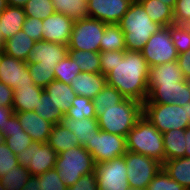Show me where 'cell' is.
Instances as JSON below:
<instances>
[{"label": "cell", "instance_id": "cell-36", "mask_svg": "<svg viewBox=\"0 0 190 190\" xmlns=\"http://www.w3.org/2000/svg\"><path fill=\"white\" fill-rule=\"evenodd\" d=\"M34 112L53 125L61 123L64 118L62 111L58 109L45 90L42 91L40 101L34 108Z\"/></svg>", "mask_w": 190, "mask_h": 190}, {"label": "cell", "instance_id": "cell-50", "mask_svg": "<svg viewBox=\"0 0 190 190\" xmlns=\"http://www.w3.org/2000/svg\"><path fill=\"white\" fill-rule=\"evenodd\" d=\"M177 62L185 79L190 81V50L178 54Z\"/></svg>", "mask_w": 190, "mask_h": 190}, {"label": "cell", "instance_id": "cell-26", "mask_svg": "<svg viewBox=\"0 0 190 190\" xmlns=\"http://www.w3.org/2000/svg\"><path fill=\"white\" fill-rule=\"evenodd\" d=\"M32 181L28 169L18 165L0 178V190H32Z\"/></svg>", "mask_w": 190, "mask_h": 190}, {"label": "cell", "instance_id": "cell-14", "mask_svg": "<svg viewBox=\"0 0 190 190\" xmlns=\"http://www.w3.org/2000/svg\"><path fill=\"white\" fill-rule=\"evenodd\" d=\"M0 81L13 89L20 85L34 84L26 62L9 56L3 51L0 62Z\"/></svg>", "mask_w": 190, "mask_h": 190}, {"label": "cell", "instance_id": "cell-5", "mask_svg": "<svg viewBox=\"0 0 190 190\" xmlns=\"http://www.w3.org/2000/svg\"><path fill=\"white\" fill-rule=\"evenodd\" d=\"M55 169L61 181L69 187L83 175L94 173L96 163L93 156L83 146H78L60 152L57 156Z\"/></svg>", "mask_w": 190, "mask_h": 190}, {"label": "cell", "instance_id": "cell-48", "mask_svg": "<svg viewBox=\"0 0 190 190\" xmlns=\"http://www.w3.org/2000/svg\"><path fill=\"white\" fill-rule=\"evenodd\" d=\"M117 63V51H100V69L103 75L109 73Z\"/></svg>", "mask_w": 190, "mask_h": 190}, {"label": "cell", "instance_id": "cell-38", "mask_svg": "<svg viewBox=\"0 0 190 190\" xmlns=\"http://www.w3.org/2000/svg\"><path fill=\"white\" fill-rule=\"evenodd\" d=\"M80 72V67L68 54L54 68L55 79L68 85H70L72 79Z\"/></svg>", "mask_w": 190, "mask_h": 190}, {"label": "cell", "instance_id": "cell-7", "mask_svg": "<svg viewBox=\"0 0 190 190\" xmlns=\"http://www.w3.org/2000/svg\"><path fill=\"white\" fill-rule=\"evenodd\" d=\"M106 25L90 17L74 21L68 49L100 52V41Z\"/></svg>", "mask_w": 190, "mask_h": 190}, {"label": "cell", "instance_id": "cell-25", "mask_svg": "<svg viewBox=\"0 0 190 190\" xmlns=\"http://www.w3.org/2000/svg\"><path fill=\"white\" fill-rule=\"evenodd\" d=\"M44 90L64 115L68 112L69 108L72 106L74 98L76 97V93L70 85L56 79L50 82Z\"/></svg>", "mask_w": 190, "mask_h": 190}, {"label": "cell", "instance_id": "cell-2", "mask_svg": "<svg viewBox=\"0 0 190 190\" xmlns=\"http://www.w3.org/2000/svg\"><path fill=\"white\" fill-rule=\"evenodd\" d=\"M118 25L124 33L126 49L130 51H141L152 34L162 28L150 19L137 0H133Z\"/></svg>", "mask_w": 190, "mask_h": 190}, {"label": "cell", "instance_id": "cell-32", "mask_svg": "<svg viewBox=\"0 0 190 190\" xmlns=\"http://www.w3.org/2000/svg\"><path fill=\"white\" fill-rule=\"evenodd\" d=\"M126 98L113 86L106 84L104 88L92 99L95 114L98 118L105 113L106 108L113 107L124 101Z\"/></svg>", "mask_w": 190, "mask_h": 190}, {"label": "cell", "instance_id": "cell-23", "mask_svg": "<svg viewBox=\"0 0 190 190\" xmlns=\"http://www.w3.org/2000/svg\"><path fill=\"white\" fill-rule=\"evenodd\" d=\"M61 124L74 133L79 139L80 146H85L88 141L100 131L97 118H83L78 120L64 115Z\"/></svg>", "mask_w": 190, "mask_h": 190}, {"label": "cell", "instance_id": "cell-28", "mask_svg": "<svg viewBox=\"0 0 190 190\" xmlns=\"http://www.w3.org/2000/svg\"><path fill=\"white\" fill-rule=\"evenodd\" d=\"M34 43L35 40L21 30L4 42L3 52L16 59L26 61Z\"/></svg>", "mask_w": 190, "mask_h": 190}, {"label": "cell", "instance_id": "cell-20", "mask_svg": "<svg viewBox=\"0 0 190 190\" xmlns=\"http://www.w3.org/2000/svg\"><path fill=\"white\" fill-rule=\"evenodd\" d=\"M0 131L4 142L16 155L22 150L29 148L33 142L30 135L23 131L15 113L9 117L7 123Z\"/></svg>", "mask_w": 190, "mask_h": 190}, {"label": "cell", "instance_id": "cell-19", "mask_svg": "<svg viewBox=\"0 0 190 190\" xmlns=\"http://www.w3.org/2000/svg\"><path fill=\"white\" fill-rule=\"evenodd\" d=\"M186 80L178 65L177 60L165 64L152 66L148 73V90L152 86L176 85L177 82Z\"/></svg>", "mask_w": 190, "mask_h": 190}, {"label": "cell", "instance_id": "cell-24", "mask_svg": "<svg viewBox=\"0 0 190 190\" xmlns=\"http://www.w3.org/2000/svg\"><path fill=\"white\" fill-rule=\"evenodd\" d=\"M25 20L26 15L23 7L8 5L0 14V30L3 42L21 31Z\"/></svg>", "mask_w": 190, "mask_h": 190}, {"label": "cell", "instance_id": "cell-60", "mask_svg": "<svg viewBox=\"0 0 190 190\" xmlns=\"http://www.w3.org/2000/svg\"><path fill=\"white\" fill-rule=\"evenodd\" d=\"M188 26V29H189V33H190V23L186 24Z\"/></svg>", "mask_w": 190, "mask_h": 190}, {"label": "cell", "instance_id": "cell-53", "mask_svg": "<svg viewBox=\"0 0 190 190\" xmlns=\"http://www.w3.org/2000/svg\"><path fill=\"white\" fill-rule=\"evenodd\" d=\"M9 6L24 7L29 0H6Z\"/></svg>", "mask_w": 190, "mask_h": 190}, {"label": "cell", "instance_id": "cell-9", "mask_svg": "<svg viewBox=\"0 0 190 190\" xmlns=\"http://www.w3.org/2000/svg\"><path fill=\"white\" fill-rule=\"evenodd\" d=\"M149 68L177 60L178 53L170 35V25L152 34L141 50Z\"/></svg>", "mask_w": 190, "mask_h": 190}, {"label": "cell", "instance_id": "cell-55", "mask_svg": "<svg viewBox=\"0 0 190 190\" xmlns=\"http://www.w3.org/2000/svg\"><path fill=\"white\" fill-rule=\"evenodd\" d=\"M7 6L8 4L6 0H0V14L6 9Z\"/></svg>", "mask_w": 190, "mask_h": 190}, {"label": "cell", "instance_id": "cell-40", "mask_svg": "<svg viewBox=\"0 0 190 190\" xmlns=\"http://www.w3.org/2000/svg\"><path fill=\"white\" fill-rule=\"evenodd\" d=\"M23 8L26 17H34L41 20L55 13L52 0H29Z\"/></svg>", "mask_w": 190, "mask_h": 190}, {"label": "cell", "instance_id": "cell-46", "mask_svg": "<svg viewBox=\"0 0 190 190\" xmlns=\"http://www.w3.org/2000/svg\"><path fill=\"white\" fill-rule=\"evenodd\" d=\"M173 14L175 24L190 23V0H177Z\"/></svg>", "mask_w": 190, "mask_h": 190}, {"label": "cell", "instance_id": "cell-33", "mask_svg": "<svg viewBox=\"0 0 190 190\" xmlns=\"http://www.w3.org/2000/svg\"><path fill=\"white\" fill-rule=\"evenodd\" d=\"M56 13H62L73 21L89 17L85 0H52Z\"/></svg>", "mask_w": 190, "mask_h": 190}, {"label": "cell", "instance_id": "cell-42", "mask_svg": "<svg viewBox=\"0 0 190 190\" xmlns=\"http://www.w3.org/2000/svg\"><path fill=\"white\" fill-rule=\"evenodd\" d=\"M28 66L29 74L33 79V82L36 86L41 88H45L50 82L55 80L54 76V68L52 67H45L40 66L37 63H26Z\"/></svg>", "mask_w": 190, "mask_h": 190}, {"label": "cell", "instance_id": "cell-59", "mask_svg": "<svg viewBox=\"0 0 190 190\" xmlns=\"http://www.w3.org/2000/svg\"><path fill=\"white\" fill-rule=\"evenodd\" d=\"M130 190H147V189L130 188Z\"/></svg>", "mask_w": 190, "mask_h": 190}, {"label": "cell", "instance_id": "cell-3", "mask_svg": "<svg viewBox=\"0 0 190 190\" xmlns=\"http://www.w3.org/2000/svg\"><path fill=\"white\" fill-rule=\"evenodd\" d=\"M127 151L152 157L159 162L165 161L162 133L143 115L126 136Z\"/></svg>", "mask_w": 190, "mask_h": 190}, {"label": "cell", "instance_id": "cell-41", "mask_svg": "<svg viewBox=\"0 0 190 190\" xmlns=\"http://www.w3.org/2000/svg\"><path fill=\"white\" fill-rule=\"evenodd\" d=\"M170 35L178 54L190 50V33L187 25L173 23L170 25Z\"/></svg>", "mask_w": 190, "mask_h": 190}, {"label": "cell", "instance_id": "cell-1", "mask_svg": "<svg viewBox=\"0 0 190 190\" xmlns=\"http://www.w3.org/2000/svg\"><path fill=\"white\" fill-rule=\"evenodd\" d=\"M149 66L141 51L118 50L117 63L106 74L107 84L125 98L144 103L148 98Z\"/></svg>", "mask_w": 190, "mask_h": 190}, {"label": "cell", "instance_id": "cell-57", "mask_svg": "<svg viewBox=\"0 0 190 190\" xmlns=\"http://www.w3.org/2000/svg\"><path fill=\"white\" fill-rule=\"evenodd\" d=\"M187 116H188L189 123H190V101L187 103Z\"/></svg>", "mask_w": 190, "mask_h": 190}, {"label": "cell", "instance_id": "cell-13", "mask_svg": "<svg viewBox=\"0 0 190 190\" xmlns=\"http://www.w3.org/2000/svg\"><path fill=\"white\" fill-rule=\"evenodd\" d=\"M133 0H89L87 11L90 18L107 24H118Z\"/></svg>", "mask_w": 190, "mask_h": 190}, {"label": "cell", "instance_id": "cell-34", "mask_svg": "<svg viewBox=\"0 0 190 190\" xmlns=\"http://www.w3.org/2000/svg\"><path fill=\"white\" fill-rule=\"evenodd\" d=\"M127 50L124 33L118 24H107L100 41V51Z\"/></svg>", "mask_w": 190, "mask_h": 190}, {"label": "cell", "instance_id": "cell-12", "mask_svg": "<svg viewBox=\"0 0 190 190\" xmlns=\"http://www.w3.org/2000/svg\"><path fill=\"white\" fill-rule=\"evenodd\" d=\"M95 173L99 190H130L124 155L96 164Z\"/></svg>", "mask_w": 190, "mask_h": 190}, {"label": "cell", "instance_id": "cell-43", "mask_svg": "<svg viewBox=\"0 0 190 190\" xmlns=\"http://www.w3.org/2000/svg\"><path fill=\"white\" fill-rule=\"evenodd\" d=\"M147 190H186L182 185L169 177L163 168L150 181Z\"/></svg>", "mask_w": 190, "mask_h": 190}, {"label": "cell", "instance_id": "cell-8", "mask_svg": "<svg viewBox=\"0 0 190 190\" xmlns=\"http://www.w3.org/2000/svg\"><path fill=\"white\" fill-rule=\"evenodd\" d=\"M124 157L130 188L147 189L150 181L162 168L161 162L142 154L127 151Z\"/></svg>", "mask_w": 190, "mask_h": 190}, {"label": "cell", "instance_id": "cell-39", "mask_svg": "<svg viewBox=\"0 0 190 190\" xmlns=\"http://www.w3.org/2000/svg\"><path fill=\"white\" fill-rule=\"evenodd\" d=\"M67 116L80 119L83 118H97L93 101L87 97L76 95L72 102V106L66 113Z\"/></svg>", "mask_w": 190, "mask_h": 190}, {"label": "cell", "instance_id": "cell-56", "mask_svg": "<svg viewBox=\"0 0 190 190\" xmlns=\"http://www.w3.org/2000/svg\"><path fill=\"white\" fill-rule=\"evenodd\" d=\"M3 46H4V42L2 40V33H1V30H0V51H3Z\"/></svg>", "mask_w": 190, "mask_h": 190}, {"label": "cell", "instance_id": "cell-11", "mask_svg": "<svg viewBox=\"0 0 190 190\" xmlns=\"http://www.w3.org/2000/svg\"><path fill=\"white\" fill-rule=\"evenodd\" d=\"M16 156L19 164L35 177L55 168L58 154L47 142L33 141L29 148L22 150Z\"/></svg>", "mask_w": 190, "mask_h": 190}, {"label": "cell", "instance_id": "cell-49", "mask_svg": "<svg viewBox=\"0 0 190 190\" xmlns=\"http://www.w3.org/2000/svg\"><path fill=\"white\" fill-rule=\"evenodd\" d=\"M14 89L0 81V106L13 107Z\"/></svg>", "mask_w": 190, "mask_h": 190}, {"label": "cell", "instance_id": "cell-30", "mask_svg": "<svg viewBox=\"0 0 190 190\" xmlns=\"http://www.w3.org/2000/svg\"><path fill=\"white\" fill-rule=\"evenodd\" d=\"M137 1L142 5L144 11L147 12L153 22L158 23L162 27H166L174 23L173 9L160 0Z\"/></svg>", "mask_w": 190, "mask_h": 190}, {"label": "cell", "instance_id": "cell-37", "mask_svg": "<svg viewBox=\"0 0 190 190\" xmlns=\"http://www.w3.org/2000/svg\"><path fill=\"white\" fill-rule=\"evenodd\" d=\"M55 168L33 177L32 190H67Z\"/></svg>", "mask_w": 190, "mask_h": 190}, {"label": "cell", "instance_id": "cell-15", "mask_svg": "<svg viewBox=\"0 0 190 190\" xmlns=\"http://www.w3.org/2000/svg\"><path fill=\"white\" fill-rule=\"evenodd\" d=\"M190 101V81L177 82L176 85L152 86L144 103L185 105Z\"/></svg>", "mask_w": 190, "mask_h": 190}, {"label": "cell", "instance_id": "cell-31", "mask_svg": "<svg viewBox=\"0 0 190 190\" xmlns=\"http://www.w3.org/2000/svg\"><path fill=\"white\" fill-rule=\"evenodd\" d=\"M165 161L185 157V129H174L162 133Z\"/></svg>", "mask_w": 190, "mask_h": 190}, {"label": "cell", "instance_id": "cell-29", "mask_svg": "<svg viewBox=\"0 0 190 190\" xmlns=\"http://www.w3.org/2000/svg\"><path fill=\"white\" fill-rule=\"evenodd\" d=\"M162 168L170 178L190 190V157L176 158L162 163Z\"/></svg>", "mask_w": 190, "mask_h": 190}, {"label": "cell", "instance_id": "cell-27", "mask_svg": "<svg viewBox=\"0 0 190 190\" xmlns=\"http://www.w3.org/2000/svg\"><path fill=\"white\" fill-rule=\"evenodd\" d=\"M47 143L57 154L80 146L78 137L61 123L52 126Z\"/></svg>", "mask_w": 190, "mask_h": 190}, {"label": "cell", "instance_id": "cell-10", "mask_svg": "<svg viewBox=\"0 0 190 190\" xmlns=\"http://www.w3.org/2000/svg\"><path fill=\"white\" fill-rule=\"evenodd\" d=\"M84 148L93 156L96 164L123 156L126 152V137L98 131Z\"/></svg>", "mask_w": 190, "mask_h": 190}, {"label": "cell", "instance_id": "cell-52", "mask_svg": "<svg viewBox=\"0 0 190 190\" xmlns=\"http://www.w3.org/2000/svg\"><path fill=\"white\" fill-rule=\"evenodd\" d=\"M185 157H190V125L185 129Z\"/></svg>", "mask_w": 190, "mask_h": 190}, {"label": "cell", "instance_id": "cell-4", "mask_svg": "<svg viewBox=\"0 0 190 190\" xmlns=\"http://www.w3.org/2000/svg\"><path fill=\"white\" fill-rule=\"evenodd\" d=\"M143 115V103L126 98L113 107L106 108L98 118L100 130L126 137Z\"/></svg>", "mask_w": 190, "mask_h": 190}, {"label": "cell", "instance_id": "cell-16", "mask_svg": "<svg viewBox=\"0 0 190 190\" xmlns=\"http://www.w3.org/2000/svg\"><path fill=\"white\" fill-rule=\"evenodd\" d=\"M68 54V46L62 43L35 41L29 51L26 63H37L40 66L52 67Z\"/></svg>", "mask_w": 190, "mask_h": 190}, {"label": "cell", "instance_id": "cell-54", "mask_svg": "<svg viewBox=\"0 0 190 190\" xmlns=\"http://www.w3.org/2000/svg\"><path fill=\"white\" fill-rule=\"evenodd\" d=\"M160 1L170 6L172 9H174L177 0H160Z\"/></svg>", "mask_w": 190, "mask_h": 190}, {"label": "cell", "instance_id": "cell-22", "mask_svg": "<svg viewBox=\"0 0 190 190\" xmlns=\"http://www.w3.org/2000/svg\"><path fill=\"white\" fill-rule=\"evenodd\" d=\"M44 89L35 84L20 85L14 89L13 111H34L41 98Z\"/></svg>", "mask_w": 190, "mask_h": 190}, {"label": "cell", "instance_id": "cell-61", "mask_svg": "<svg viewBox=\"0 0 190 190\" xmlns=\"http://www.w3.org/2000/svg\"><path fill=\"white\" fill-rule=\"evenodd\" d=\"M1 57H2V51H0V62H1Z\"/></svg>", "mask_w": 190, "mask_h": 190}, {"label": "cell", "instance_id": "cell-35", "mask_svg": "<svg viewBox=\"0 0 190 190\" xmlns=\"http://www.w3.org/2000/svg\"><path fill=\"white\" fill-rule=\"evenodd\" d=\"M68 55L75 60L81 72L101 73L100 52L81 51L78 49H68Z\"/></svg>", "mask_w": 190, "mask_h": 190}, {"label": "cell", "instance_id": "cell-18", "mask_svg": "<svg viewBox=\"0 0 190 190\" xmlns=\"http://www.w3.org/2000/svg\"><path fill=\"white\" fill-rule=\"evenodd\" d=\"M25 133L33 141L46 143L51 133L52 123L39 116L34 111L14 112Z\"/></svg>", "mask_w": 190, "mask_h": 190}, {"label": "cell", "instance_id": "cell-47", "mask_svg": "<svg viewBox=\"0 0 190 190\" xmlns=\"http://www.w3.org/2000/svg\"><path fill=\"white\" fill-rule=\"evenodd\" d=\"M67 190H99L96 173L83 175L75 184Z\"/></svg>", "mask_w": 190, "mask_h": 190}, {"label": "cell", "instance_id": "cell-45", "mask_svg": "<svg viewBox=\"0 0 190 190\" xmlns=\"http://www.w3.org/2000/svg\"><path fill=\"white\" fill-rule=\"evenodd\" d=\"M43 20L34 17H26L22 30L33 40H42Z\"/></svg>", "mask_w": 190, "mask_h": 190}, {"label": "cell", "instance_id": "cell-17", "mask_svg": "<svg viewBox=\"0 0 190 190\" xmlns=\"http://www.w3.org/2000/svg\"><path fill=\"white\" fill-rule=\"evenodd\" d=\"M74 21L62 13H54L43 20L42 40L68 45Z\"/></svg>", "mask_w": 190, "mask_h": 190}, {"label": "cell", "instance_id": "cell-6", "mask_svg": "<svg viewBox=\"0 0 190 190\" xmlns=\"http://www.w3.org/2000/svg\"><path fill=\"white\" fill-rule=\"evenodd\" d=\"M143 116L161 133L186 129L190 125L187 103L183 106L174 103H143Z\"/></svg>", "mask_w": 190, "mask_h": 190}, {"label": "cell", "instance_id": "cell-21", "mask_svg": "<svg viewBox=\"0 0 190 190\" xmlns=\"http://www.w3.org/2000/svg\"><path fill=\"white\" fill-rule=\"evenodd\" d=\"M107 84L106 75L102 73L80 72L70 83L76 95L93 99Z\"/></svg>", "mask_w": 190, "mask_h": 190}, {"label": "cell", "instance_id": "cell-44", "mask_svg": "<svg viewBox=\"0 0 190 190\" xmlns=\"http://www.w3.org/2000/svg\"><path fill=\"white\" fill-rule=\"evenodd\" d=\"M20 165L15 153L3 141L0 144V178Z\"/></svg>", "mask_w": 190, "mask_h": 190}, {"label": "cell", "instance_id": "cell-51", "mask_svg": "<svg viewBox=\"0 0 190 190\" xmlns=\"http://www.w3.org/2000/svg\"><path fill=\"white\" fill-rule=\"evenodd\" d=\"M14 113L13 107H2L0 106V130L7 123V120Z\"/></svg>", "mask_w": 190, "mask_h": 190}, {"label": "cell", "instance_id": "cell-58", "mask_svg": "<svg viewBox=\"0 0 190 190\" xmlns=\"http://www.w3.org/2000/svg\"><path fill=\"white\" fill-rule=\"evenodd\" d=\"M3 141H4V139H3L2 133H1V131H0V144H1Z\"/></svg>", "mask_w": 190, "mask_h": 190}]
</instances>
